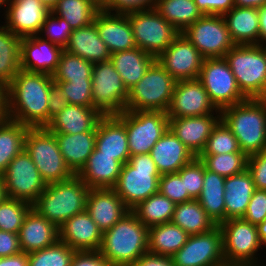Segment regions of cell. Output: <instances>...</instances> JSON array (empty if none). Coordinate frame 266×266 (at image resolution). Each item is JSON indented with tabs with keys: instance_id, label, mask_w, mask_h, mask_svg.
Returning a JSON list of instances; mask_svg holds the SVG:
<instances>
[{
	"instance_id": "cell-20",
	"label": "cell",
	"mask_w": 266,
	"mask_h": 266,
	"mask_svg": "<svg viewBox=\"0 0 266 266\" xmlns=\"http://www.w3.org/2000/svg\"><path fill=\"white\" fill-rule=\"evenodd\" d=\"M214 115L169 117V129L195 157H198L213 128L221 120L220 110Z\"/></svg>"
},
{
	"instance_id": "cell-44",
	"label": "cell",
	"mask_w": 266,
	"mask_h": 266,
	"mask_svg": "<svg viewBox=\"0 0 266 266\" xmlns=\"http://www.w3.org/2000/svg\"><path fill=\"white\" fill-rule=\"evenodd\" d=\"M198 158L206 169L224 177H230L247 169L248 156L243 152L226 154H200Z\"/></svg>"
},
{
	"instance_id": "cell-63",
	"label": "cell",
	"mask_w": 266,
	"mask_h": 266,
	"mask_svg": "<svg viewBox=\"0 0 266 266\" xmlns=\"http://www.w3.org/2000/svg\"><path fill=\"white\" fill-rule=\"evenodd\" d=\"M257 230L261 243L266 247V218L262 223L257 225Z\"/></svg>"
},
{
	"instance_id": "cell-45",
	"label": "cell",
	"mask_w": 266,
	"mask_h": 266,
	"mask_svg": "<svg viewBox=\"0 0 266 266\" xmlns=\"http://www.w3.org/2000/svg\"><path fill=\"white\" fill-rule=\"evenodd\" d=\"M75 250L59 240L52 246L28 254V266H70Z\"/></svg>"
},
{
	"instance_id": "cell-19",
	"label": "cell",
	"mask_w": 266,
	"mask_h": 266,
	"mask_svg": "<svg viewBox=\"0 0 266 266\" xmlns=\"http://www.w3.org/2000/svg\"><path fill=\"white\" fill-rule=\"evenodd\" d=\"M5 25L15 35H38L51 10L40 0H9L5 7Z\"/></svg>"
},
{
	"instance_id": "cell-51",
	"label": "cell",
	"mask_w": 266,
	"mask_h": 266,
	"mask_svg": "<svg viewBox=\"0 0 266 266\" xmlns=\"http://www.w3.org/2000/svg\"><path fill=\"white\" fill-rule=\"evenodd\" d=\"M158 192L168 197L175 204L193 200L185 190L184 180L177 173L161 175Z\"/></svg>"
},
{
	"instance_id": "cell-18",
	"label": "cell",
	"mask_w": 266,
	"mask_h": 266,
	"mask_svg": "<svg viewBox=\"0 0 266 266\" xmlns=\"http://www.w3.org/2000/svg\"><path fill=\"white\" fill-rule=\"evenodd\" d=\"M218 111L201 82L192 79L177 81L166 113L168 117H191Z\"/></svg>"
},
{
	"instance_id": "cell-60",
	"label": "cell",
	"mask_w": 266,
	"mask_h": 266,
	"mask_svg": "<svg viewBox=\"0 0 266 266\" xmlns=\"http://www.w3.org/2000/svg\"><path fill=\"white\" fill-rule=\"evenodd\" d=\"M0 266H28V254L20 252L16 255L0 258Z\"/></svg>"
},
{
	"instance_id": "cell-52",
	"label": "cell",
	"mask_w": 266,
	"mask_h": 266,
	"mask_svg": "<svg viewBox=\"0 0 266 266\" xmlns=\"http://www.w3.org/2000/svg\"><path fill=\"white\" fill-rule=\"evenodd\" d=\"M266 218V190L256 189L247 206L243 219L258 225Z\"/></svg>"
},
{
	"instance_id": "cell-65",
	"label": "cell",
	"mask_w": 266,
	"mask_h": 266,
	"mask_svg": "<svg viewBox=\"0 0 266 266\" xmlns=\"http://www.w3.org/2000/svg\"><path fill=\"white\" fill-rule=\"evenodd\" d=\"M7 198L6 189H5V181L3 179V175L0 174V203Z\"/></svg>"
},
{
	"instance_id": "cell-11",
	"label": "cell",
	"mask_w": 266,
	"mask_h": 266,
	"mask_svg": "<svg viewBox=\"0 0 266 266\" xmlns=\"http://www.w3.org/2000/svg\"><path fill=\"white\" fill-rule=\"evenodd\" d=\"M136 47L157 58L180 34L154 8L126 13Z\"/></svg>"
},
{
	"instance_id": "cell-27",
	"label": "cell",
	"mask_w": 266,
	"mask_h": 266,
	"mask_svg": "<svg viewBox=\"0 0 266 266\" xmlns=\"http://www.w3.org/2000/svg\"><path fill=\"white\" fill-rule=\"evenodd\" d=\"M149 154L155 162L160 175L177 173L195 158L192 152L169 128L152 147Z\"/></svg>"
},
{
	"instance_id": "cell-56",
	"label": "cell",
	"mask_w": 266,
	"mask_h": 266,
	"mask_svg": "<svg viewBox=\"0 0 266 266\" xmlns=\"http://www.w3.org/2000/svg\"><path fill=\"white\" fill-rule=\"evenodd\" d=\"M68 104L67 98L62 93L60 85L53 80L50 84V98L48 100V123Z\"/></svg>"
},
{
	"instance_id": "cell-41",
	"label": "cell",
	"mask_w": 266,
	"mask_h": 266,
	"mask_svg": "<svg viewBox=\"0 0 266 266\" xmlns=\"http://www.w3.org/2000/svg\"><path fill=\"white\" fill-rule=\"evenodd\" d=\"M176 204L161 193L139 202L131 211L146 227L171 222Z\"/></svg>"
},
{
	"instance_id": "cell-54",
	"label": "cell",
	"mask_w": 266,
	"mask_h": 266,
	"mask_svg": "<svg viewBox=\"0 0 266 266\" xmlns=\"http://www.w3.org/2000/svg\"><path fill=\"white\" fill-rule=\"evenodd\" d=\"M155 2L156 0H112L103 10L111 13L126 14L154 8Z\"/></svg>"
},
{
	"instance_id": "cell-13",
	"label": "cell",
	"mask_w": 266,
	"mask_h": 266,
	"mask_svg": "<svg viewBox=\"0 0 266 266\" xmlns=\"http://www.w3.org/2000/svg\"><path fill=\"white\" fill-rule=\"evenodd\" d=\"M129 91L111 61L93 64L92 98L102 115H117L126 110Z\"/></svg>"
},
{
	"instance_id": "cell-21",
	"label": "cell",
	"mask_w": 266,
	"mask_h": 266,
	"mask_svg": "<svg viewBox=\"0 0 266 266\" xmlns=\"http://www.w3.org/2000/svg\"><path fill=\"white\" fill-rule=\"evenodd\" d=\"M63 49L39 35L22 37L20 41V68L24 71L53 75Z\"/></svg>"
},
{
	"instance_id": "cell-14",
	"label": "cell",
	"mask_w": 266,
	"mask_h": 266,
	"mask_svg": "<svg viewBox=\"0 0 266 266\" xmlns=\"http://www.w3.org/2000/svg\"><path fill=\"white\" fill-rule=\"evenodd\" d=\"M182 34L204 58H224L235 45L222 15H203Z\"/></svg>"
},
{
	"instance_id": "cell-29",
	"label": "cell",
	"mask_w": 266,
	"mask_h": 266,
	"mask_svg": "<svg viewBox=\"0 0 266 266\" xmlns=\"http://www.w3.org/2000/svg\"><path fill=\"white\" fill-rule=\"evenodd\" d=\"M122 166L123 164L113 156L101 154L94 148L77 176L89 188H112L117 182Z\"/></svg>"
},
{
	"instance_id": "cell-59",
	"label": "cell",
	"mask_w": 266,
	"mask_h": 266,
	"mask_svg": "<svg viewBox=\"0 0 266 266\" xmlns=\"http://www.w3.org/2000/svg\"><path fill=\"white\" fill-rule=\"evenodd\" d=\"M132 266H175L169 256L146 253L141 256Z\"/></svg>"
},
{
	"instance_id": "cell-38",
	"label": "cell",
	"mask_w": 266,
	"mask_h": 266,
	"mask_svg": "<svg viewBox=\"0 0 266 266\" xmlns=\"http://www.w3.org/2000/svg\"><path fill=\"white\" fill-rule=\"evenodd\" d=\"M21 37L11 32L6 25L0 26V86L5 89L21 70Z\"/></svg>"
},
{
	"instance_id": "cell-43",
	"label": "cell",
	"mask_w": 266,
	"mask_h": 266,
	"mask_svg": "<svg viewBox=\"0 0 266 266\" xmlns=\"http://www.w3.org/2000/svg\"><path fill=\"white\" fill-rule=\"evenodd\" d=\"M93 64L80 56L62 51L54 81H92Z\"/></svg>"
},
{
	"instance_id": "cell-25",
	"label": "cell",
	"mask_w": 266,
	"mask_h": 266,
	"mask_svg": "<svg viewBox=\"0 0 266 266\" xmlns=\"http://www.w3.org/2000/svg\"><path fill=\"white\" fill-rule=\"evenodd\" d=\"M95 148L120 161L123 165L130 158L125 124L116 115H103L96 126Z\"/></svg>"
},
{
	"instance_id": "cell-1",
	"label": "cell",
	"mask_w": 266,
	"mask_h": 266,
	"mask_svg": "<svg viewBox=\"0 0 266 266\" xmlns=\"http://www.w3.org/2000/svg\"><path fill=\"white\" fill-rule=\"evenodd\" d=\"M52 75L20 70L4 89L5 117L30 128L48 124Z\"/></svg>"
},
{
	"instance_id": "cell-24",
	"label": "cell",
	"mask_w": 266,
	"mask_h": 266,
	"mask_svg": "<svg viewBox=\"0 0 266 266\" xmlns=\"http://www.w3.org/2000/svg\"><path fill=\"white\" fill-rule=\"evenodd\" d=\"M98 35L111 54L136 47L127 14L99 10L94 17Z\"/></svg>"
},
{
	"instance_id": "cell-61",
	"label": "cell",
	"mask_w": 266,
	"mask_h": 266,
	"mask_svg": "<svg viewBox=\"0 0 266 266\" xmlns=\"http://www.w3.org/2000/svg\"><path fill=\"white\" fill-rule=\"evenodd\" d=\"M259 11V44L266 43V5L258 9Z\"/></svg>"
},
{
	"instance_id": "cell-46",
	"label": "cell",
	"mask_w": 266,
	"mask_h": 266,
	"mask_svg": "<svg viewBox=\"0 0 266 266\" xmlns=\"http://www.w3.org/2000/svg\"><path fill=\"white\" fill-rule=\"evenodd\" d=\"M31 208L26 201L7 197L0 203V230L18 234Z\"/></svg>"
},
{
	"instance_id": "cell-69",
	"label": "cell",
	"mask_w": 266,
	"mask_h": 266,
	"mask_svg": "<svg viewBox=\"0 0 266 266\" xmlns=\"http://www.w3.org/2000/svg\"><path fill=\"white\" fill-rule=\"evenodd\" d=\"M261 48L263 49L265 55H266V43L260 44Z\"/></svg>"
},
{
	"instance_id": "cell-7",
	"label": "cell",
	"mask_w": 266,
	"mask_h": 266,
	"mask_svg": "<svg viewBox=\"0 0 266 266\" xmlns=\"http://www.w3.org/2000/svg\"><path fill=\"white\" fill-rule=\"evenodd\" d=\"M176 83L156 60L129 90L126 110L167 112Z\"/></svg>"
},
{
	"instance_id": "cell-58",
	"label": "cell",
	"mask_w": 266,
	"mask_h": 266,
	"mask_svg": "<svg viewBox=\"0 0 266 266\" xmlns=\"http://www.w3.org/2000/svg\"><path fill=\"white\" fill-rule=\"evenodd\" d=\"M22 252L18 234L0 230V258Z\"/></svg>"
},
{
	"instance_id": "cell-53",
	"label": "cell",
	"mask_w": 266,
	"mask_h": 266,
	"mask_svg": "<svg viewBox=\"0 0 266 266\" xmlns=\"http://www.w3.org/2000/svg\"><path fill=\"white\" fill-rule=\"evenodd\" d=\"M247 170L253 178L256 189L266 190V150L248 156Z\"/></svg>"
},
{
	"instance_id": "cell-47",
	"label": "cell",
	"mask_w": 266,
	"mask_h": 266,
	"mask_svg": "<svg viewBox=\"0 0 266 266\" xmlns=\"http://www.w3.org/2000/svg\"><path fill=\"white\" fill-rule=\"evenodd\" d=\"M242 152L237 138L233 135L227 125L220 120L213 128L201 154H226Z\"/></svg>"
},
{
	"instance_id": "cell-67",
	"label": "cell",
	"mask_w": 266,
	"mask_h": 266,
	"mask_svg": "<svg viewBox=\"0 0 266 266\" xmlns=\"http://www.w3.org/2000/svg\"><path fill=\"white\" fill-rule=\"evenodd\" d=\"M50 10L56 5L59 0H40Z\"/></svg>"
},
{
	"instance_id": "cell-22",
	"label": "cell",
	"mask_w": 266,
	"mask_h": 266,
	"mask_svg": "<svg viewBox=\"0 0 266 266\" xmlns=\"http://www.w3.org/2000/svg\"><path fill=\"white\" fill-rule=\"evenodd\" d=\"M102 231L84 210L58 227V240L75 251H96L102 244Z\"/></svg>"
},
{
	"instance_id": "cell-17",
	"label": "cell",
	"mask_w": 266,
	"mask_h": 266,
	"mask_svg": "<svg viewBox=\"0 0 266 266\" xmlns=\"http://www.w3.org/2000/svg\"><path fill=\"white\" fill-rule=\"evenodd\" d=\"M156 60L176 80L198 79L204 57L180 33Z\"/></svg>"
},
{
	"instance_id": "cell-64",
	"label": "cell",
	"mask_w": 266,
	"mask_h": 266,
	"mask_svg": "<svg viewBox=\"0 0 266 266\" xmlns=\"http://www.w3.org/2000/svg\"><path fill=\"white\" fill-rule=\"evenodd\" d=\"M5 117L4 89L0 86V120Z\"/></svg>"
},
{
	"instance_id": "cell-10",
	"label": "cell",
	"mask_w": 266,
	"mask_h": 266,
	"mask_svg": "<svg viewBox=\"0 0 266 266\" xmlns=\"http://www.w3.org/2000/svg\"><path fill=\"white\" fill-rule=\"evenodd\" d=\"M116 116L125 124L130 156L149 154L169 128V117L164 111L125 110Z\"/></svg>"
},
{
	"instance_id": "cell-32",
	"label": "cell",
	"mask_w": 266,
	"mask_h": 266,
	"mask_svg": "<svg viewBox=\"0 0 266 266\" xmlns=\"http://www.w3.org/2000/svg\"><path fill=\"white\" fill-rule=\"evenodd\" d=\"M225 187V221L243 218L253 192L256 190L253 178L246 169L237 175L226 177Z\"/></svg>"
},
{
	"instance_id": "cell-30",
	"label": "cell",
	"mask_w": 266,
	"mask_h": 266,
	"mask_svg": "<svg viewBox=\"0 0 266 266\" xmlns=\"http://www.w3.org/2000/svg\"><path fill=\"white\" fill-rule=\"evenodd\" d=\"M64 50L92 64L109 61L111 56L98 35L94 21L88 26L73 30Z\"/></svg>"
},
{
	"instance_id": "cell-39",
	"label": "cell",
	"mask_w": 266,
	"mask_h": 266,
	"mask_svg": "<svg viewBox=\"0 0 266 266\" xmlns=\"http://www.w3.org/2000/svg\"><path fill=\"white\" fill-rule=\"evenodd\" d=\"M30 127L4 117L0 120V174L10 161L25 148V137Z\"/></svg>"
},
{
	"instance_id": "cell-37",
	"label": "cell",
	"mask_w": 266,
	"mask_h": 266,
	"mask_svg": "<svg viewBox=\"0 0 266 266\" xmlns=\"http://www.w3.org/2000/svg\"><path fill=\"white\" fill-rule=\"evenodd\" d=\"M171 222L188 235L205 233L217 226L197 199L176 204Z\"/></svg>"
},
{
	"instance_id": "cell-4",
	"label": "cell",
	"mask_w": 266,
	"mask_h": 266,
	"mask_svg": "<svg viewBox=\"0 0 266 266\" xmlns=\"http://www.w3.org/2000/svg\"><path fill=\"white\" fill-rule=\"evenodd\" d=\"M89 190L74 175L68 180L47 184L32 208L58 228L64 221L86 210Z\"/></svg>"
},
{
	"instance_id": "cell-36",
	"label": "cell",
	"mask_w": 266,
	"mask_h": 266,
	"mask_svg": "<svg viewBox=\"0 0 266 266\" xmlns=\"http://www.w3.org/2000/svg\"><path fill=\"white\" fill-rule=\"evenodd\" d=\"M226 177L205 168L203 188L197 198L204 211L216 225L225 221V182Z\"/></svg>"
},
{
	"instance_id": "cell-68",
	"label": "cell",
	"mask_w": 266,
	"mask_h": 266,
	"mask_svg": "<svg viewBox=\"0 0 266 266\" xmlns=\"http://www.w3.org/2000/svg\"><path fill=\"white\" fill-rule=\"evenodd\" d=\"M9 0H0V8L4 6H8Z\"/></svg>"
},
{
	"instance_id": "cell-9",
	"label": "cell",
	"mask_w": 266,
	"mask_h": 266,
	"mask_svg": "<svg viewBox=\"0 0 266 266\" xmlns=\"http://www.w3.org/2000/svg\"><path fill=\"white\" fill-rule=\"evenodd\" d=\"M223 255L226 266H261L255 257L263 244L258 236L257 225L243 218H232L220 225Z\"/></svg>"
},
{
	"instance_id": "cell-35",
	"label": "cell",
	"mask_w": 266,
	"mask_h": 266,
	"mask_svg": "<svg viewBox=\"0 0 266 266\" xmlns=\"http://www.w3.org/2000/svg\"><path fill=\"white\" fill-rule=\"evenodd\" d=\"M188 237L182 228L172 222L149 227L148 253L172 257L186 244Z\"/></svg>"
},
{
	"instance_id": "cell-49",
	"label": "cell",
	"mask_w": 266,
	"mask_h": 266,
	"mask_svg": "<svg viewBox=\"0 0 266 266\" xmlns=\"http://www.w3.org/2000/svg\"><path fill=\"white\" fill-rule=\"evenodd\" d=\"M71 105L95 108L92 98V81H55Z\"/></svg>"
},
{
	"instance_id": "cell-50",
	"label": "cell",
	"mask_w": 266,
	"mask_h": 266,
	"mask_svg": "<svg viewBox=\"0 0 266 266\" xmlns=\"http://www.w3.org/2000/svg\"><path fill=\"white\" fill-rule=\"evenodd\" d=\"M204 172L205 166L198 157H195L177 172L181 179L184 180L185 190L193 199H197L201 194Z\"/></svg>"
},
{
	"instance_id": "cell-16",
	"label": "cell",
	"mask_w": 266,
	"mask_h": 266,
	"mask_svg": "<svg viewBox=\"0 0 266 266\" xmlns=\"http://www.w3.org/2000/svg\"><path fill=\"white\" fill-rule=\"evenodd\" d=\"M171 258L175 266H226L219 225L211 231L189 235L186 244Z\"/></svg>"
},
{
	"instance_id": "cell-57",
	"label": "cell",
	"mask_w": 266,
	"mask_h": 266,
	"mask_svg": "<svg viewBox=\"0 0 266 266\" xmlns=\"http://www.w3.org/2000/svg\"><path fill=\"white\" fill-rule=\"evenodd\" d=\"M203 15H224L235 5L234 0H194Z\"/></svg>"
},
{
	"instance_id": "cell-2",
	"label": "cell",
	"mask_w": 266,
	"mask_h": 266,
	"mask_svg": "<svg viewBox=\"0 0 266 266\" xmlns=\"http://www.w3.org/2000/svg\"><path fill=\"white\" fill-rule=\"evenodd\" d=\"M221 120L247 156L266 150V98L247 100L221 110Z\"/></svg>"
},
{
	"instance_id": "cell-55",
	"label": "cell",
	"mask_w": 266,
	"mask_h": 266,
	"mask_svg": "<svg viewBox=\"0 0 266 266\" xmlns=\"http://www.w3.org/2000/svg\"><path fill=\"white\" fill-rule=\"evenodd\" d=\"M70 266H112V264L96 251H75Z\"/></svg>"
},
{
	"instance_id": "cell-42",
	"label": "cell",
	"mask_w": 266,
	"mask_h": 266,
	"mask_svg": "<svg viewBox=\"0 0 266 266\" xmlns=\"http://www.w3.org/2000/svg\"><path fill=\"white\" fill-rule=\"evenodd\" d=\"M100 9L92 0H59L51 12L70 25L72 30L90 25Z\"/></svg>"
},
{
	"instance_id": "cell-40",
	"label": "cell",
	"mask_w": 266,
	"mask_h": 266,
	"mask_svg": "<svg viewBox=\"0 0 266 266\" xmlns=\"http://www.w3.org/2000/svg\"><path fill=\"white\" fill-rule=\"evenodd\" d=\"M154 9L180 33L203 16L194 0H156Z\"/></svg>"
},
{
	"instance_id": "cell-8",
	"label": "cell",
	"mask_w": 266,
	"mask_h": 266,
	"mask_svg": "<svg viewBox=\"0 0 266 266\" xmlns=\"http://www.w3.org/2000/svg\"><path fill=\"white\" fill-rule=\"evenodd\" d=\"M24 149L47 184L65 181L75 175L59 150L55 134L45 127L28 129Z\"/></svg>"
},
{
	"instance_id": "cell-48",
	"label": "cell",
	"mask_w": 266,
	"mask_h": 266,
	"mask_svg": "<svg viewBox=\"0 0 266 266\" xmlns=\"http://www.w3.org/2000/svg\"><path fill=\"white\" fill-rule=\"evenodd\" d=\"M72 31V28L64 18L58 17L51 12L43 23L38 35L64 50Z\"/></svg>"
},
{
	"instance_id": "cell-34",
	"label": "cell",
	"mask_w": 266,
	"mask_h": 266,
	"mask_svg": "<svg viewBox=\"0 0 266 266\" xmlns=\"http://www.w3.org/2000/svg\"><path fill=\"white\" fill-rule=\"evenodd\" d=\"M110 61L129 91L144 76L156 58L135 47L111 54Z\"/></svg>"
},
{
	"instance_id": "cell-31",
	"label": "cell",
	"mask_w": 266,
	"mask_h": 266,
	"mask_svg": "<svg viewBox=\"0 0 266 266\" xmlns=\"http://www.w3.org/2000/svg\"><path fill=\"white\" fill-rule=\"evenodd\" d=\"M54 134L67 166L77 175L85 166L95 148L96 131L77 134Z\"/></svg>"
},
{
	"instance_id": "cell-15",
	"label": "cell",
	"mask_w": 266,
	"mask_h": 266,
	"mask_svg": "<svg viewBox=\"0 0 266 266\" xmlns=\"http://www.w3.org/2000/svg\"><path fill=\"white\" fill-rule=\"evenodd\" d=\"M2 175L7 197L30 204L38 199L47 185L25 149L10 161Z\"/></svg>"
},
{
	"instance_id": "cell-62",
	"label": "cell",
	"mask_w": 266,
	"mask_h": 266,
	"mask_svg": "<svg viewBox=\"0 0 266 266\" xmlns=\"http://www.w3.org/2000/svg\"><path fill=\"white\" fill-rule=\"evenodd\" d=\"M236 7H248L259 9L266 5V0H234Z\"/></svg>"
},
{
	"instance_id": "cell-5",
	"label": "cell",
	"mask_w": 266,
	"mask_h": 266,
	"mask_svg": "<svg viewBox=\"0 0 266 266\" xmlns=\"http://www.w3.org/2000/svg\"><path fill=\"white\" fill-rule=\"evenodd\" d=\"M161 177L150 154L130 156L112 189L131 210L139 202L158 193Z\"/></svg>"
},
{
	"instance_id": "cell-28",
	"label": "cell",
	"mask_w": 266,
	"mask_h": 266,
	"mask_svg": "<svg viewBox=\"0 0 266 266\" xmlns=\"http://www.w3.org/2000/svg\"><path fill=\"white\" fill-rule=\"evenodd\" d=\"M102 116L96 108L68 104L45 128L51 133L67 134L96 131Z\"/></svg>"
},
{
	"instance_id": "cell-12",
	"label": "cell",
	"mask_w": 266,
	"mask_h": 266,
	"mask_svg": "<svg viewBox=\"0 0 266 266\" xmlns=\"http://www.w3.org/2000/svg\"><path fill=\"white\" fill-rule=\"evenodd\" d=\"M198 80L220 111L248 99L239 89L225 58H204Z\"/></svg>"
},
{
	"instance_id": "cell-26",
	"label": "cell",
	"mask_w": 266,
	"mask_h": 266,
	"mask_svg": "<svg viewBox=\"0 0 266 266\" xmlns=\"http://www.w3.org/2000/svg\"><path fill=\"white\" fill-rule=\"evenodd\" d=\"M22 252L27 254L50 247L58 241V228L31 208L19 229Z\"/></svg>"
},
{
	"instance_id": "cell-33",
	"label": "cell",
	"mask_w": 266,
	"mask_h": 266,
	"mask_svg": "<svg viewBox=\"0 0 266 266\" xmlns=\"http://www.w3.org/2000/svg\"><path fill=\"white\" fill-rule=\"evenodd\" d=\"M223 17L235 45L259 44L258 9L234 6Z\"/></svg>"
},
{
	"instance_id": "cell-6",
	"label": "cell",
	"mask_w": 266,
	"mask_h": 266,
	"mask_svg": "<svg viewBox=\"0 0 266 266\" xmlns=\"http://www.w3.org/2000/svg\"><path fill=\"white\" fill-rule=\"evenodd\" d=\"M224 58L247 98H266V55L260 44L234 45Z\"/></svg>"
},
{
	"instance_id": "cell-66",
	"label": "cell",
	"mask_w": 266,
	"mask_h": 266,
	"mask_svg": "<svg viewBox=\"0 0 266 266\" xmlns=\"http://www.w3.org/2000/svg\"><path fill=\"white\" fill-rule=\"evenodd\" d=\"M92 1L100 10H103L112 0H92Z\"/></svg>"
},
{
	"instance_id": "cell-23",
	"label": "cell",
	"mask_w": 266,
	"mask_h": 266,
	"mask_svg": "<svg viewBox=\"0 0 266 266\" xmlns=\"http://www.w3.org/2000/svg\"><path fill=\"white\" fill-rule=\"evenodd\" d=\"M86 211L103 233L111 229L130 209L112 188H90Z\"/></svg>"
},
{
	"instance_id": "cell-3",
	"label": "cell",
	"mask_w": 266,
	"mask_h": 266,
	"mask_svg": "<svg viewBox=\"0 0 266 266\" xmlns=\"http://www.w3.org/2000/svg\"><path fill=\"white\" fill-rule=\"evenodd\" d=\"M148 229L130 210L103 232L99 251L112 266H132L148 253Z\"/></svg>"
}]
</instances>
